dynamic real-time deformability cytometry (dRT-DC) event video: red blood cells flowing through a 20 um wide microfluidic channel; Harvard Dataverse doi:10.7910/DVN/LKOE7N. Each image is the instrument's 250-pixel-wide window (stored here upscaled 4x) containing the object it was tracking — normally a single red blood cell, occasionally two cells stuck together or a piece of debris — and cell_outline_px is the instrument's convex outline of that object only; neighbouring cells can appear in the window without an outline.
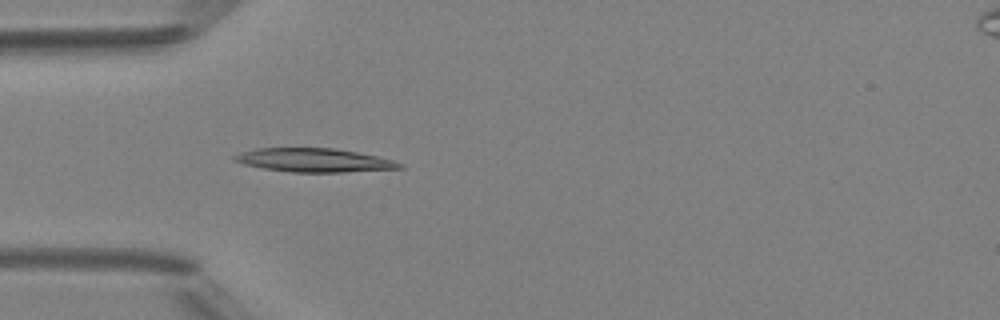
{"species": "Egyptian fruit bat (a non-hibernating species)", "species_latin": "Rousettus aegyptiacus", "temperature_condition": "room temperature", "stored_images_in_passage": 35, "camera_frame_rate_fps": 3000, "um_per_image_px": 0.085, "animal": {"sex": "female"}, "frame": {"image": 1, "passage_image": 1, "time_ms": 0.0, "image_size_px": [1000, 320], "cell_outline_px": [[404, 168], [344, 172], [292, 172], [264, 168], [244, 164], [232, 160], [232, 156], [240, 152], [256, 148], [336, 148], [376, 156], [392, 160], [404, 164]], "centroid_in_image_um": [26.68, 13.61], "position_along_channel_um": 58.3, "area_um2": 22.72}}
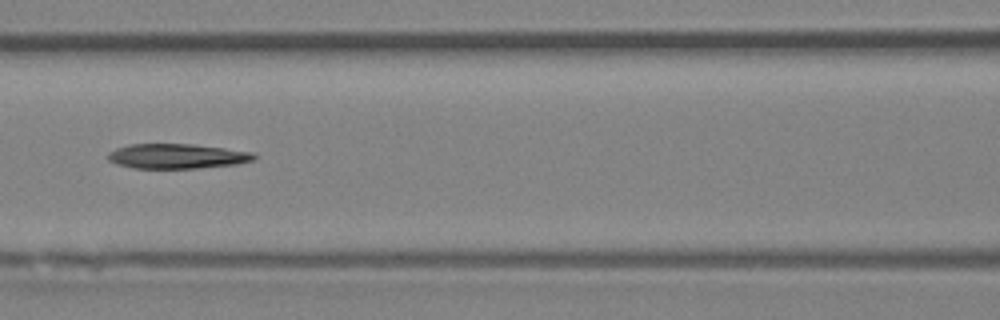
{"frame": {"image": 2, "passage_image": 8, "time_ms": 2.333, "image_size_px": [1000, 320], "cell_outline_px": [[256, 160], [236, 164], [200, 168], [132, 168], [116, 164], [108, 160], [108, 152], [116, 148], [128, 144], [192, 144], [224, 148], [252, 152], [256, 156]], "centroid_in_image_um": [15.03, 13.28], "position_along_channel_um": 151.6, "area_um2": 21.21}}
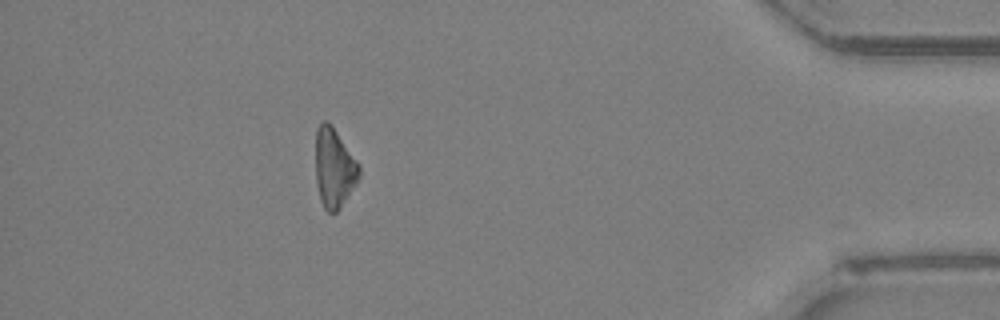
{"frame": {"image": 3, "passage_image": 30, "time_ms": 9.667, "image_size_px": [1000, 320], "cell_outline_px": [[360, 176], [356, 184], [340, 208], [336, 212], [328, 212], [324, 208], [320, 200], [316, 184], [316, 128], [324, 120], [328, 120], [332, 124], [360, 164]], "centroid_in_image_um": [28.41, 14.25], "position_along_channel_um": 406.8, "area_um2": 20.4}, "authors_computed_cell_mechanics": {"area_um2": 21.097, "velocity_mm_per_s": 4.1883, "shape_relaxation_time_tau1_ms": 9.752, "shape_relaxation_time_tau2_ms": null, "deformation_change_tau1": 0.2176, "deformation_change_tau2": null}}